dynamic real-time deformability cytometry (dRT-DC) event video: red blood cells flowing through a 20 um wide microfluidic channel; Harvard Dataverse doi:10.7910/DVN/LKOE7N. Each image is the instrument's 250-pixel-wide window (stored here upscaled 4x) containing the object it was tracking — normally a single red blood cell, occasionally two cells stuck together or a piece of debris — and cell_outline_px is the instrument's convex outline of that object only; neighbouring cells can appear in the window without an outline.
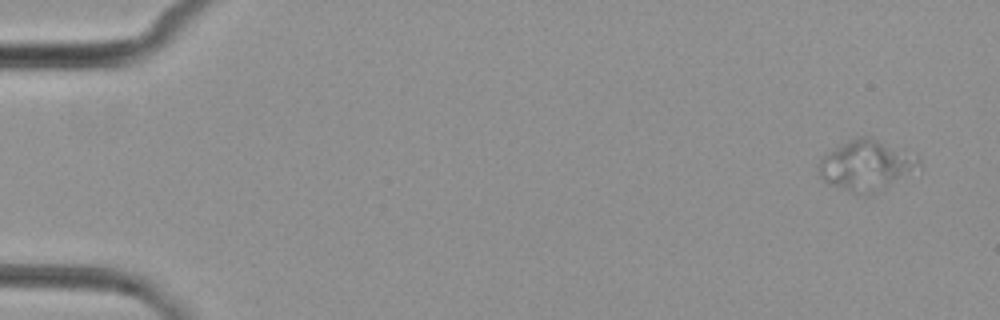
{"species": "common noctule bat (a hibernating species)", "species_latin": "Nyctalus noctula", "temperature_condition": "cold", "stored_images_in_passage": 10, "camera_frame_rate_fps": 3000, "um_per_image_px": 0.085, "animal": {"sex": "female", "body_mass_g": 29.2, "forearm_length_mm": 56.3}, "frame": {"image": 1, "passage_image": 1, "time_ms": 0.0, "image_size_px": [1000, 320], "cell_outline_px": [[920, 164], [884, 188], [868, 196], [852, 192], [828, 184], [820, 176], [816, 168], [820, 160], [824, 156], [840, 144], [848, 140], [860, 136], [872, 136], [916, 156], [920, 160]], "centroid_in_image_um": [73.55, 14.04], "position_along_channel_um": 11.4, "area_um2": 28.78}}
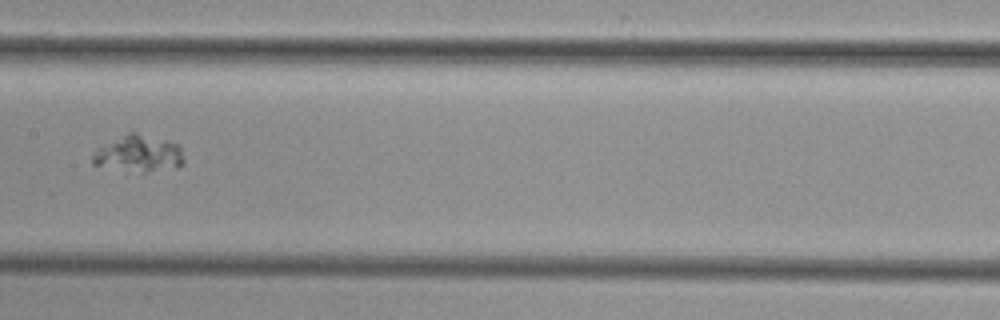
{"frame": {"image": 2, "passage_image": 7, "time_ms": 8.667, "image_size_px": [1000, 320], "cell_outline_px": [[184, 164], [180, 168], [144, 172], [92, 164], [92, 156], [96, 148], [128, 132], [136, 132], [164, 140], [176, 144], [180, 148], [184, 156]], "centroid_in_image_um": [11.82, 13.06], "position_along_channel_um": 195.6, "area_um2": 19.31}}
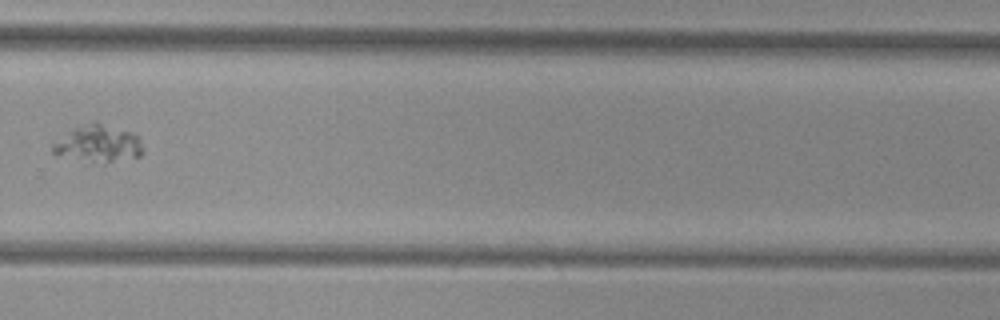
{"frame": {"image": 3, "passage_image": 10, "time_ms": 12.0, "image_size_px": [1000, 320], "cell_outline_px": [[140, 156], [104, 164], [88, 164], [56, 156], [52, 152], [52, 140], [92, 120], [96, 120], [132, 132], [140, 140]], "centroid_in_image_um": [8.24, 12.25], "position_along_channel_um": 321.6, "area_um2": 20.35}}